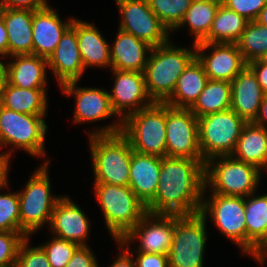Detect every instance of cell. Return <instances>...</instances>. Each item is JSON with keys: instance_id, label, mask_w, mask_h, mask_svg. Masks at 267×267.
Masks as SVG:
<instances>
[{"instance_id": "cell-1", "label": "cell", "mask_w": 267, "mask_h": 267, "mask_svg": "<svg viewBox=\"0 0 267 267\" xmlns=\"http://www.w3.org/2000/svg\"><path fill=\"white\" fill-rule=\"evenodd\" d=\"M205 161L161 157L157 191L146 206L152 214L193 215L200 213L205 190Z\"/></svg>"}, {"instance_id": "cell-2", "label": "cell", "mask_w": 267, "mask_h": 267, "mask_svg": "<svg viewBox=\"0 0 267 267\" xmlns=\"http://www.w3.org/2000/svg\"><path fill=\"white\" fill-rule=\"evenodd\" d=\"M166 44L152 48L144 70L148 96L153 102L164 103L173 93L178 78L196 58L192 49Z\"/></svg>"}, {"instance_id": "cell-3", "label": "cell", "mask_w": 267, "mask_h": 267, "mask_svg": "<svg viewBox=\"0 0 267 267\" xmlns=\"http://www.w3.org/2000/svg\"><path fill=\"white\" fill-rule=\"evenodd\" d=\"M94 183L129 186L132 147L121 133L90 135Z\"/></svg>"}, {"instance_id": "cell-4", "label": "cell", "mask_w": 267, "mask_h": 267, "mask_svg": "<svg viewBox=\"0 0 267 267\" xmlns=\"http://www.w3.org/2000/svg\"><path fill=\"white\" fill-rule=\"evenodd\" d=\"M94 192L114 241L122 239L148 213L129 186L94 183Z\"/></svg>"}, {"instance_id": "cell-5", "label": "cell", "mask_w": 267, "mask_h": 267, "mask_svg": "<svg viewBox=\"0 0 267 267\" xmlns=\"http://www.w3.org/2000/svg\"><path fill=\"white\" fill-rule=\"evenodd\" d=\"M49 160L44 161L29 178L23 191L18 192L20 232L26 237L50 224L52 212L63 196H53L48 172ZM32 233V234H31Z\"/></svg>"}, {"instance_id": "cell-6", "label": "cell", "mask_w": 267, "mask_h": 267, "mask_svg": "<svg viewBox=\"0 0 267 267\" xmlns=\"http://www.w3.org/2000/svg\"><path fill=\"white\" fill-rule=\"evenodd\" d=\"M260 178L261 170L232 155L214 157L205 163V189L212 188L211 193L247 197L256 192Z\"/></svg>"}, {"instance_id": "cell-7", "label": "cell", "mask_w": 267, "mask_h": 267, "mask_svg": "<svg viewBox=\"0 0 267 267\" xmlns=\"http://www.w3.org/2000/svg\"><path fill=\"white\" fill-rule=\"evenodd\" d=\"M121 133L129 140L133 151L166 156V104L151 106L128 115L122 121Z\"/></svg>"}, {"instance_id": "cell-8", "label": "cell", "mask_w": 267, "mask_h": 267, "mask_svg": "<svg viewBox=\"0 0 267 267\" xmlns=\"http://www.w3.org/2000/svg\"><path fill=\"white\" fill-rule=\"evenodd\" d=\"M247 122L232 109L198 118L199 147L203 160L232 155Z\"/></svg>"}, {"instance_id": "cell-9", "label": "cell", "mask_w": 267, "mask_h": 267, "mask_svg": "<svg viewBox=\"0 0 267 267\" xmlns=\"http://www.w3.org/2000/svg\"><path fill=\"white\" fill-rule=\"evenodd\" d=\"M45 116L18 113L0 105V148L11 145L30 156L44 157L48 128Z\"/></svg>"}, {"instance_id": "cell-10", "label": "cell", "mask_w": 267, "mask_h": 267, "mask_svg": "<svg viewBox=\"0 0 267 267\" xmlns=\"http://www.w3.org/2000/svg\"><path fill=\"white\" fill-rule=\"evenodd\" d=\"M114 85L108 92L110 102L116 113V123L102 126L100 129L88 132L95 134H116L122 130V121L130 114L151 106L154 102L148 96L144 73L137 71L113 70ZM130 109V110H129Z\"/></svg>"}, {"instance_id": "cell-11", "label": "cell", "mask_w": 267, "mask_h": 267, "mask_svg": "<svg viewBox=\"0 0 267 267\" xmlns=\"http://www.w3.org/2000/svg\"><path fill=\"white\" fill-rule=\"evenodd\" d=\"M206 218L200 213L176 215L169 267H203L207 242Z\"/></svg>"}, {"instance_id": "cell-12", "label": "cell", "mask_w": 267, "mask_h": 267, "mask_svg": "<svg viewBox=\"0 0 267 267\" xmlns=\"http://www.w3.org/2000/svg\"><path fill=\"white\" fill-rule=\"evenodd\" d=\"M210 195H203L200 214L206 219L210 216L217 230L246 254L245 197Z\"/></svg>"}, {"instance_id": "cell-13", "label": "cell", "mask_w": 267, "mask_h": 267, "mask_svg": "<svg viewBox=\"0 0 267 267\" xmlns=\"http://www.w3.org/2000/svg\"><path fill=\"white\" fill-rule=\"evenodd\" d=\"M166 156L203 160L198 118L190 109L173 108L166 104Z\"/></svg>"}, {"instance_id": "cell-14", "label": "cell", "mask_w": 267, "mask_h": 267, "mask_svg": "<svg viewBox=\"0 0 267 267\" xmlns=\"http://www.w3.org/2000/svg\"><path fill=\"white\" fill-rule=\"evenodd\" d=\"M120 11L119 29L133 34L152 47L166 44L168 29L150 9L148 0H115Z\"/></svg>"}, {"instance_id": "cell-15", "label": "cell", "mask_w": 267, "mask_h": 267, "mask_svg": "<svg viewBox=\"0 0 267 267\" xmlns=\"http://www.w3.org/2000/svg\"><path fill=\"white\" fill-rule=\"evenodd\" d=\"M176 215L147 213L122 239L123 245L140 240L136 252L168 255L173 242Z\"/></svg>"}, {"instance_id": "cell-16", "label": "cell", "mask_w": 267, "mask_h": 267, "mask_svg": "<svg viewBox=\"0 0 267 267\" xmlns=\"http://www.w3.org/2000/svg\"><path fill=\"white\" fill-rule=\"evenodd\" d=\"M195 51L211 80L231 82L247 66L236 43H198Z\"/></svg>"}, {"instance_id": "cell-17", "label": "cell", "mask_w": 267, "mask_h": 267, "mask_svg": "<svg viewBox=\"0 0 267 267\" xmlns=\"http://www.w3.org/2000/svg\"><path fill=\"white\" fill-rule=\"evenodd\" d=\"M79 81L65 83L60 86L63 94L75 97V110L73 122H95L107 120L116 115L108 91L101 88L78 87Z\"/></svg>"}, {"instance_id": "cell-18", "label": "cell", "mask_w": 267, "mask_h": 267, "mask_svg": "<svg viewBox=\"0 0 267 267\" xmlns=\"http://www.w3.org/2000/svg\"><path fill=\"white\" fill-rule=\"evenodd\" d=\"M48 69H51L59 85L80 81L84 74V66L78 48L76 36V19L64 32L55 51L47 59Z\"/></svg>"}, {"instance_id": "cell-19", "label": "cell", "mask_w": 267, "mask_h": 267, "mask_svg": "<svg viewBox=\"0 0 267 267\" xmlns=\"http://www.w3.org/2000/svg\"><path fill=\"white\" fill-rule=\"evenodd\" d=\"M89 220L84 211L71 198L63 196L52 212L50 230L52 236L88 246L85 241L90 233Z\"/></svg>"}, {"instance_id": "cell-20", "label": "cell", "mask_w": 267, "mask_h": 267, "mask_svg": "<svg viewBox=\"0 0 267 267\" xmlns=\"http://www.w3.org/2000/svg\"><path fill=\"white\" fill-rule=\"evenodd\" d=\"M73 20L74 18L61 21L57 12L49 4L40 10L33 11V54L48 59Z\"/></svg>"}, {"instance_id": "cell-21", "label": "cell", "mask_w": 267, "mask_h": 267, "mask_svg": "<svg viewBox=\"0 0 267 267\" xmlns=\"http://www.w3.org/2000/svg\"><path fill=\"white\" fill-rule=\"evenodd\" d=\"M265 95L255 73L247 65L231 81L230 109L246 122H253Z\"/></svg>"}, {"instance_id": "cell-22", "label": "cell", "mask_w": 267, "mask_h": 267, "mask_svg": "<svg viewBox=\"0 0 267 267\" xmlns=\"http://www.w3.org/2000/svg\"><path fill=\"white\" fill-rule=\"evenodd\" d=\"M152 48L149 43L118 28L114 44L110 47V68L143 73Z\"/></svg>"}, {"instance_id": "cell-23", "label": "cell", "mask_w": 267, "mask_h": 267, "mask_svg": "<svg viewBox=\"0 0 267 267\" xmlns=\"http://www.w3.org/2000/svg\"><path fill=\"white\" fill-rule=\"evenodd\" d=\"M161 157L132 151L129 187L147 206L155 197Z\"/></svg>"}, {"instance_id": "cell-24", "label": "cell", "mask_w": 267, "mask_h": 267, "mask_svg": "<svg viewBox=\"0 0 267 267\" xmlns=\"http://www.w3.org/2000/svg\"><path fill=\"white\" fill-rule=\"evenodd\" d=\"M6 67L7 82L25 89H46L48 61L34 54L14 55Z\"/></svg>"}, {"instance_id": "cell-25", "label": "cell", "mask_w": 267, "mask_h": 267, "mask_svg": "<svg viewBox=\"0 0 267 267\" xmlns=\"http://www.w3.org/2000/svg\"><path fill=\"white\" fill-rule=\"evenodd\" d=\"M8 33V56L33 54V10L0 7Z\"/></svg>"}, {"instance_id": "cell-26", "label": "cell", "mask_w": 267, "mask_h": 267, "mask_svg": "<svg viewBox=\"0 0 267 267\" xmlns=\"http://www.w3.org/2000/svg\"><path fill=\"white\" fill-rule=\"evenodd\" d=\"M99 29L91 23L76 19V36L84 69L111 67L110 45Z\"/></svg>"}, {"instance_id": "cell-27", "label": "cell", "mask_w": 267, "mask_h": 267, "mask_svg": "<svg viewBox=\"0 0 267 267\" xmlns=\"http://www.w3.org/2000/svg\"><path fill=\"white\" fill-rule=\"evenodd\" d=\"M208 80L202 64L195 58L180 75L172 95L164 103L173 108L189 109Z\"/></svg>"}, {"instance_id": "cell-28", "label": "cell", "mask_w": 267, "mask_h": 267, "mask_svg": "<svg viewBox=\"0 0 267 267\" xmlns=\"http://www.w3.org/2000/svg\"><path fill=\"white\" fill-rule=\"evenodd\" d=\"M232 156L256 166L259 170H267V128L247 122Z\"/></svg>"}, {"instance_id": "cell-29", "label": "cell", "mask_w": 267, "mask_h": 267, "mask_svg": "<svg viewBox=\"0 0 267 267\" xmlns=\"http://www.w3.org/2000/svg\"><path fill=\"white\" fill-rule=\"evenodd\" d=\"M47 89H25L8 82L0 98V105L18 113L45 115L48 111Z\"/></svg>"}, {"instance_id": "cell-30", "label": "cell", "mask_w": 267, "mask_h": 267, "mask_svg": "<svg viewBox=\"0 0 267 267\" xmlns=\"http://www.w3.org/2000/svg\"><path fill=\"white\" fill-rule=\"evenodd\" d=\"M248 22L245 17L220 4L211 29L201 43H236Z\"/></svg>"}, {"instance_id": "cell-31", "label": "cell", "mask_w": 267, "mask_h": 267, "mask_svg": "<svg viewBox=\"0 0 267 267\" xmlns=\"http://www.w3.org/2000/svg\"><path fill=\"white\" fill-rule=\"evenodd\" d=\"M252 193L245 197L246 254L263 239L267 232V194Z\"/></svg>"}, {"instance_id": "cell-32", "label": "cell", "mask_w": 267, "mask_h": 267, "mask_svg": "<svg viewBox=\"0 0 267 267\" xmlns=\"http://www.w3.org/2000/svg\"><path fill=\"white\" fill-rule=\"evenodd\" d=\"M230 106L231 82L209 79L189 109L197 118H200L207 114L229 110Z\"/></svg>"}, {"instance_id": "cell-33", "label": "cell", "mask_w": 267, "mask_h": 267, "mask_svg": "<svg viewBox=\"0 0 267 267\" xmlns=\"http://www.w3.org/2000/svg\"><path fill=\"white\" fill-rule=\"evenodd\" d=\"M219 5L216 0H194L174 30L188 26L191 35H194L193 44L201 43L211 29Z\"/></svg>"}, {"instance_id": "cell-34", "label": "cell", "mask_w": 267, "mask_h": 267, "mask_svg": "<svg viewBox=\"0 0 267 267\" xmlns=\"http://www.w3.org/2000/svg\"><path fill=\"white\" fill-rule=\"evenodd\" d=\"M236 44L247 64L259 59L267 51V27L249 21Z\"/></svg>"}, {"instance_id": "cell-35", "label": "cell", "mask_w": 267, "mask_h": 267, "mask_svg": "<svg viewBox=\"0 0 267 267\" xmlns=\"http://www.w3.org/2000/svg\"><path fill=\"white\" fill-rule=\"evenodd\" d=\"M194 0H148L150 9L169 32L180 24Z\"/></svg>"}, {"instance_id": "cell-36", "label": "cell", "mask_w": 267, "mask_h": 267, "mask_svg": "<svg viewBox=\"0 0 267 267\" xmlns=\"http://www.w3.org/2000/svg\"><path fill=\"white\" fill-rule=\"evenodd\" d=\"M45 252L51 267H66L74 252L80 247L75 242L52 237L46 244L39 245Z\"/></svg>"}, {"instance_id": "cell-37", "label": "cell", "mask_w": 267, "mask_h": 267, "mask_svg": "<svg viewBox=\"0 0 267 267\" xmlns=\"http://www.w3.org/2000/svg\"><path fill=\"white\" fill-rule=\"evenodd\" d=\"M0 231L20 232L18 192L0 194Z\"/></svg>"}, {"instance_id": "cell-38", "label": "cell", "mask_w": 267, "mask_h": 267, "mask_svg": "<svg viewBox=\"0 0 267 267\" xmlns=\"http://www.w3.org/2000/svg\"><path fill=\"white\" fill-rule=\"evenodd\" d=\"M25 239L21 232L0 231V267H15L19 247Z\"/></svg>"}, {"instance_id": "cell-39", "label": "cell", "mask_w": 267, "mask_h": 267, "mask_svg": "<svg viewBox=\"0 0 267 267\" xmlns=\"http://www.w3.org/2000/svg\"><path fill=\"white\" fill-rule=\"evenodd\" d=\"M30 237L21 243L15 267H51L44 250L37 247H29Z\"/></svg>"}, {"instance_id": "cell-40", "label": "cell", "mask_w": 267, "mask_h": 267, "mask_svg": "<svg viewBox=\"0 0 267 267\" xmlns=\"http://www.w3.org/2000/svg\"><path fill=\"white\" fill-rule=\"evenodd\" d=\"M266 3L267 0H227L223 5L248 21H255Z\"/></svg>"}, {"instance_id": "cell-41", "label": "cell", "mask_w": 267, "mask_h": 267, "mask_svg": "<svg viewBox=\"0 0 267 267\" xmlns=\"http://www.w3.org/2000/svg\"><path fill=\"white\" fill-rule=\"evenodd\" d=\"M94 253L88 246H80L73 254L66 267H99Z\"/></svg>"}, {"instance_id": "cell-42", "label": "cell", "mask_w": 267, "mask_h": 267, "mask_svg": "<svg viewBox=\"0 0 267 267\" xmlns=\"http://www.w3.org/2000/svg\"><path fill=\"white\" fill-rule=\"evenodd\" d=\"M135 254L136 267H169L168 255L143 252H135Z\"/></svg>"}, {"instance_id": "cell-43", "label": "cell", "mask_w": 267, "mask_h": 267, "mask_svg": "<svg viewBox=\"0 0 267 267\" xmlns=\"http://www.w3.org/2000/svg\"><path fill=\"white\" fill-rule=\"evenodd\" d=\"M48 5L47 0H0V7L11 9L40 10Z\"/></svg>"}, {"instance_id": "cell-44", "label": "cell", "mask_w": 267, "mask_h": 267, "mask_svg": "<svg viewBox=\"0 0 267 267\" xmlns=\"http://www.w3.org/2000/svg\"><path fill=\"white\" fill-rule=\"evenodd\" d=\"M116 242L122 251L118 254V257L114 260V262H112L110 267H136L135 260L133 258L134 255L131 251H129L132 248H130L129 245H123L119 240H116Z\"/></svg>"}, {"instance_id": "cell-45", "label": "cell", "mask_w": 267, "mask_h": 267, "mask_svg": "<svg viewBox=\"0 0 267 267\" xmlns=\"http://www.w3.org/2000/svg\"><path fill=\"white\" fill-rule=\"evenodd\" d=\"M255 73L262 90L267 94V64L260 59L253 60L247 64Z\"/></svg>"}, {"instance_id": "cell-46", "label": "cell", "mask_w": 267, "mask_h": 267, "mask_svg": "<svg viewBox=\"0 0 267 267\" xmlns=\"http://www.w3.org/2000/svg\"><path fill=\"white\" fill-rule=\"evenodd\" d=\"M14 150L10 148L8 152L0 153V190L8 186V170L10 165V156Z\"/></svg>"}, {"instance_id": "cell-47", "label": "cell", "mask_w": 267, "mask_h": 267, "mask_svg": "<svg viewBox=\"0 0 267 267\" xmlns=\"http://www.w3.org/2000/svg\"><path fill=\"white\" fill-rule=\"evenodd\" d=\"M251 257L253 255V259L261 264L262 266L265 264V260L267 258V232L263 239L253 248V251L250 253Z\"/></svg>"}, {"instance_id": "cell-48", "label": "cell", "mask_w": 267, "mask_h": 267, "mask_svg": "<svg viewBox=\"0 0 267 267\" xmlns=\"http://www.w3.org/2000/svg\"><path fill=\"white\" fill-rule=\"evenodd\" d=\"M0 58L6 57L8 58V33L6 29V25L0 14Z\"/></svg>"}, {"instance_id": "cell-49", "label": "cell", "mask_w": 267, "mask_h": 267, "mask_svg": "<svg viewBox=\"0 0 267 267\" xmlns=\"http://www.w3.org/2000/svg\"><path fill=\"white\" fill-rule=\"evenodd\" d=\"M253 123L267 128V94L264 96L259 112Z\"/></svg>"}, {"instance_id": "cell-50", "label": "cell", "mask_w": 267, "mask_h": 267, "mask_svg": "<svg viewBox=\"0 0 267 267\" xmlns=\"http://www.w3.org/2000/svg\"><path fill=\"white\" fill-rule=\"evenodd\" d=\"M5 65L6 64L0 58V98L7 83V71Z\"/></svg>"}, {"instance_id": "cell-51", "label": "cell", "mask_w": 267, "mask_h": 267, "mask_svg": "<svg viewBox=\"0 0 267 267\" xmlns=\"http://www.w3.org/2000/svg\"><path fill=\"white\" fill-rule=\"evenodd\" d=\"M257 23L267 27V3L265 7L260 11L258 17L255 20Z\"/></svg>"}, {"instance_id": "cell-52", "label": "cell", "mask_w": 267, "mask_h": 267, "mask_svg": "<svg viewBox=\"0 0 267 267\" xmlns=\"http://www.w3.org/2000/svg\"><path fill=\"white\" fill-rule=\"evenodd\" d=\"M263 63L267 64V51L259 58Z\"/></svg>"}, {"instance_id": "cell-53", "label": "cell", "mask_w": 267, "mask_h": 267, "mask_svg": "<svg viewBox=\"0 0 267 267\" xmlns=\"http://www.w3.org/2000/svg\"><path fill=\"white\" fill-rule=\"evenodd\" d=\"M218 3H220V4H223V3H225L227 0H216Z\"/></svg>"}]
</instances>
